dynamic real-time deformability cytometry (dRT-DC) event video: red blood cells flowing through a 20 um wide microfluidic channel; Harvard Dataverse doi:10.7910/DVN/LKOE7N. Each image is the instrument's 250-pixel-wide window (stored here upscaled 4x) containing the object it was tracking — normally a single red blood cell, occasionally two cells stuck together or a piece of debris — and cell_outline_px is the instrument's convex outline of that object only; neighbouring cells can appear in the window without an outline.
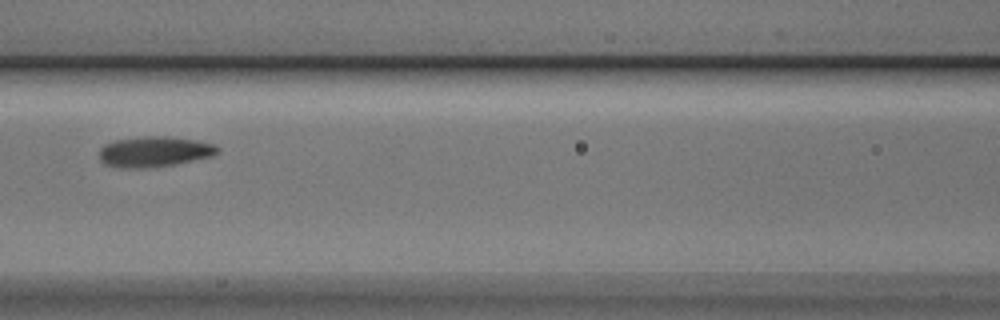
{"species": "Egyptian fruit bat (a non-hibernating species)", "species_latin": "Rousettus aegyptiacus", "temperature_condition": "cold", "stored_images_in_passage": 6, "camera_frame_rate_fps": 3000, "um_per_image_px": 0.085, "animal": {"sex": "male"}, "frame": {"image": 1, "passage_image": 6, "time_ms": 1.667, "image_size_px": [1000, 320], "cell_outline_px": [[220, 152], [212, 156], [176, 164], [152, 168], [116, 168], [104, 164], [100, 160], [100, 148], [104, 144], [112, 140], [144, 136], [164, 136], [196, 140], [212, 144], [220, 148]], "centroid_in_image_um": [13.08, 12.9], "position_along_channel_um": 153.5, "area_um2": 21.33}}